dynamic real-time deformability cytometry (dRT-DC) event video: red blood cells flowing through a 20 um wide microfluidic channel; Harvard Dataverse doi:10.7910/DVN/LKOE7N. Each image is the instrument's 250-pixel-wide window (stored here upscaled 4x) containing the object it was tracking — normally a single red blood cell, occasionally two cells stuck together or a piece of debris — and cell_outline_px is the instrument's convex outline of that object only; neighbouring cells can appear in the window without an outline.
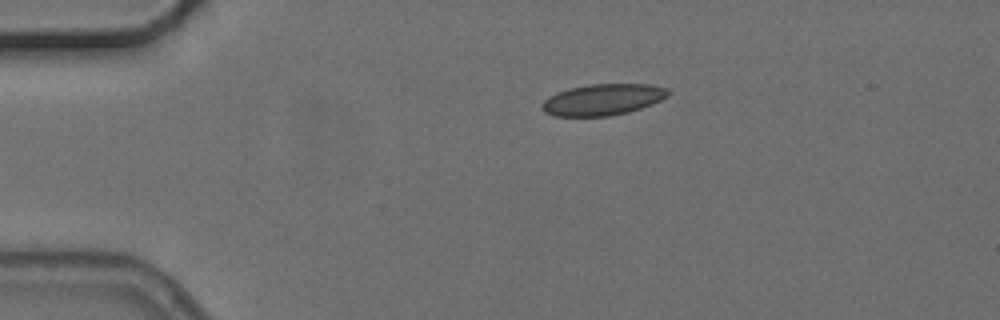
{"species": "common noctule bat (a hibernating species)", "species_latin": "Nyctalus noctula", "temperature_condition": "cold", "stored_images_in_passage": 5, "camera_frame_rate_fps": 3000, "um_per_image_px": 0.085, "animal": {"sex": "female", "body_mass_g": 24.6, "forearm_length_mm": 56.2}, "frame": {"image": 1, "passage_image": 1, "time_ms": 0.0, "image_size_px": [1000, 320], "cell_outline_px": [[672, 92], [668, 96], [652, 104], [628, 112], [608, 116], [556, 116], [544, 112], [540, 108], [540, 104], [544, 100], [556, 92], [568, 88], [588, 84], [652, 84], [668, 88]], "centroid_in_image_um": [51.24, 8.45], "position_along_channel_um": 33.8, "area_um2": 23.24}}
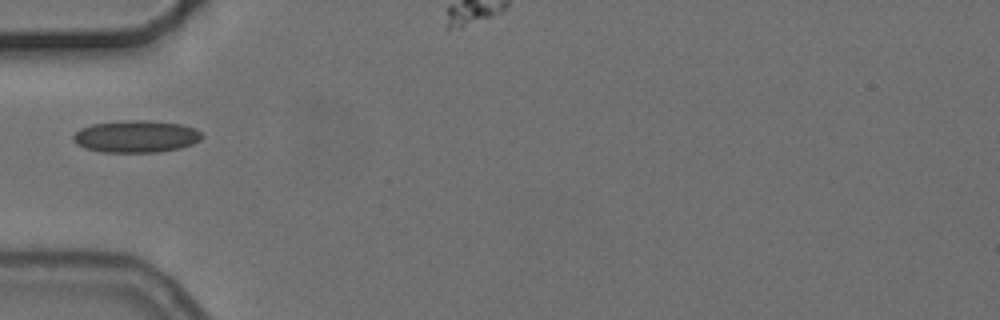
{"frame": {"image": 2, "passage_image": 3, "time_ms": 2.333, "image_size_px": [1000, 320], "cell_outline_px": [[204, 136], [200, 140], [192, 144], [180, 148], [160, 152], [104, 152], [84, 148], [76, 144], [72, 140], [72, 136], [80, 128], [92, 124], [128, 120], [148, 120], [180, 124], [196, 128]], "centroid_in_image_um": [11.56, 11.6], "position_along_channel_um": 73.4, "area_um2": 24.22}}